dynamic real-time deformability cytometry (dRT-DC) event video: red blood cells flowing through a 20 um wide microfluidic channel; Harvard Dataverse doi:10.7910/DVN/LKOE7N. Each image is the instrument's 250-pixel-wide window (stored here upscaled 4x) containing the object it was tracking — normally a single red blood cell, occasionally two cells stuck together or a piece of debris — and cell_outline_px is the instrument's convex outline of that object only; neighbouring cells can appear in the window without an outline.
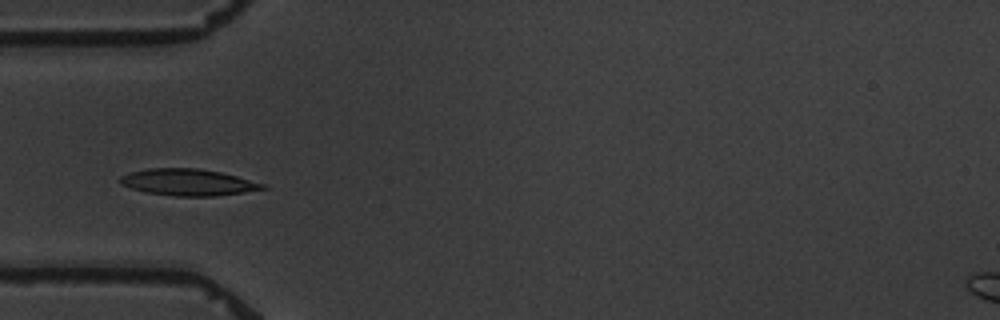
{"species": "common noctule bat (a hibernating species)", "species_latin": "Nyctalus noctula", "temperature_condition": "warm", "stored_images_in_passage": 4, "camera_frame_rate_fps": 3000, "um_per_image_px": 0.085, "animal": {"sex": "male", "body_mass_g": 19.5, "forearm_length_mm": 54.6}, "frame": {"image": 1, "passage_image": 2, "time_ms": 2.333, "image_size_px": [1000, 320], "cell_outline_px": [[268, 188], [244, 192], [216, 196], [176, 196], [144, 192], [120, 184], [120, 176], [132, 172], [148, 168], [200, 168], [220, 172], [268, 184]], "centroid_in_image_um": [16.02, 15.49], "position_along_channel_um": 69.0, "area_um2": 22.14}}
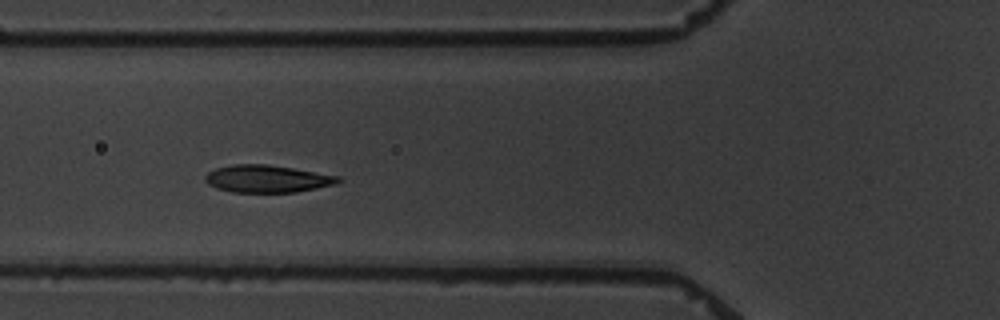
{"frame": {"image": 2, "passage_image": 3, "time_ms": 3.333, "image_size_px": [1000, 320], "cell_outline_px": [[344, 180], [336, 184], [296, 192], [232, 192], [216, 188], [208, 184], [204, 180], [204, 176], [208, 172], [216, 168], [232, 164], [268, 164], [340, 176]], "centroid_in_image_um": [22.71, 15.19], "position_along_channel_um": 103.1, "area_um2": 21.33}}
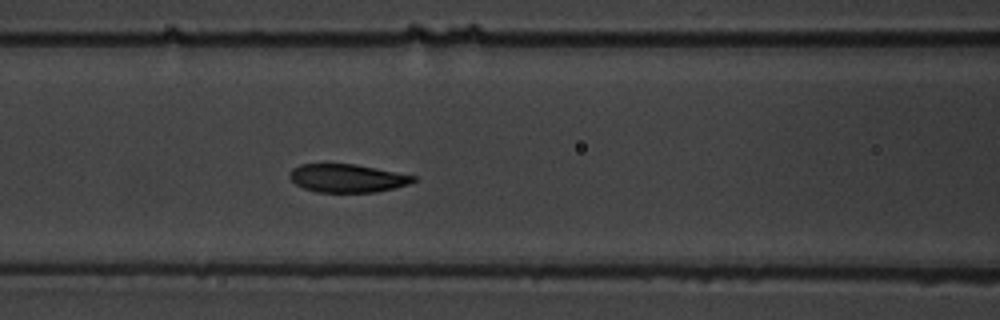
{"frame": {"image": 3, "passage_image": 4, "time_ms": 4.333, "image_size_px": [1000, 320], "cell_outline_px": [[416, 180], [408, 184], [376, 192], [316, 192], [304, 188], [296, 184], [288, 176], [288, 172], [292, 168], [300, 164], [356, 164], [416, 176]], "centroid_in_image_um": [29.48, 15.14], "position_along_channel_um": 137.1, "area_um2": 20.29}}